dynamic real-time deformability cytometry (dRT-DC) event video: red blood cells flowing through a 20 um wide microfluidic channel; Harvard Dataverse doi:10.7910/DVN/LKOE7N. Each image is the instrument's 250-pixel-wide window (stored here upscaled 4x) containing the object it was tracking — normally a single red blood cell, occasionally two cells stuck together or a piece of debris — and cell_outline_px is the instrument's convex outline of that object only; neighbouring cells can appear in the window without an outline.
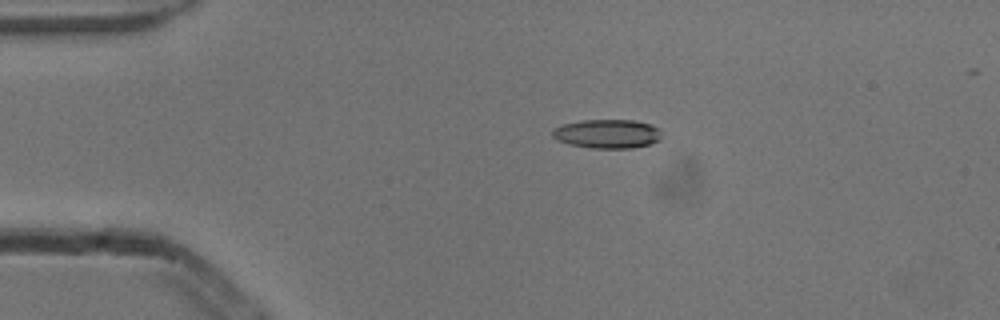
{"species": "common noctule bat (a hibernating species)", "species_latin": "Nyctalus noctula", "temperature_condition": "cold", "stored_images_in_passage": 46, "camera_frame_rate_fps": 3000, "um_per_image_px": 0.085, "animal": {"sex": "male", "body_mass_g": 13.3}, "frame": {"image": 1, "passage_image": 11, "time_ms": 3.333, "image_size_px": [1000, 320], "cell_outline_px": [[660, 140], [648, 144], [632, 148], [592, 148], [568, 144], [556, 140], [552, 136], [552, 128], [564, 124], [580, 120], [636, 120], [652, 124], [656, 128], [660, 136]], "centroid_in_image_um": [51.57, 11.37], "position_along_channel_um": 33.4, "area_um2": 18.44}}
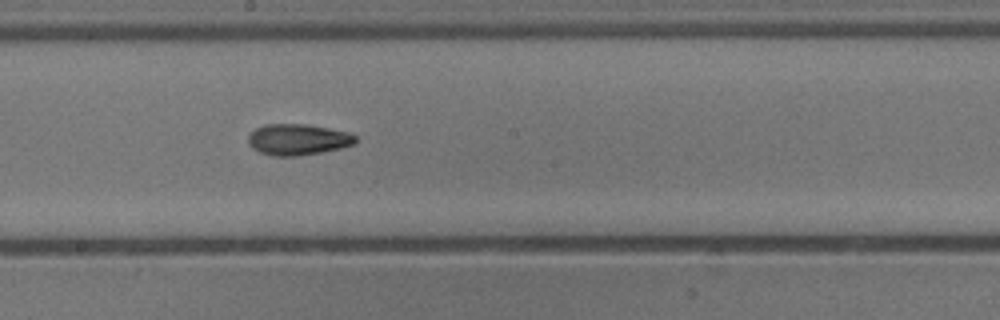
{"frame": {"image": 2, "passage_image": 29, "time_ms": 9.333, "image_size_px": [1000, 320], "cell_outline_px": [[356, 144], [340, 148], [320, 152], [296, 156], [272, 156], [260, 152], [252, 148], [248, 144], [248, 136], [256, 128], [264, 124], [304, 124], [328, 128], [348, 132], [356, 136]], "centroid_in_image_um": [25.3, 11.86], "position_along_channel_um": 222.9, "area_um2": 19.42}}
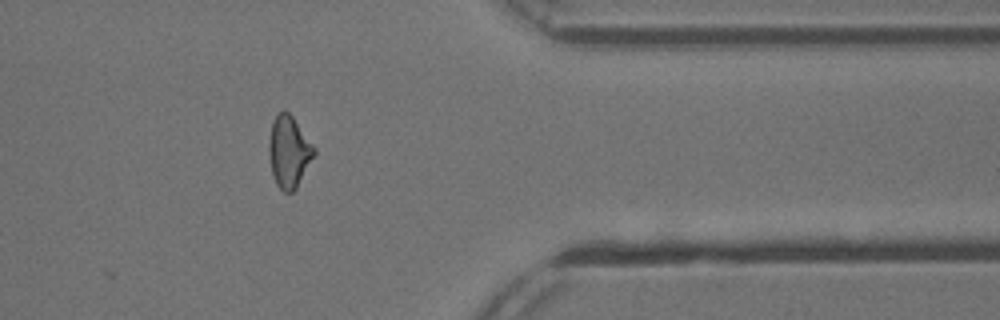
{"frame": {"image": 3, "passage_image": 43, "time_ms": 14.0, "image_size_px": [1000, 320], "cell_outline_px": [[316, 152], [296, 188], [292, 192], [284, 192], [276, 184], [272, 172], [268, 152], [268, 144], [272, 120], [276, 112], [284, 108], [292, 116], [316, 148]], "centroid_in_image_um": [24.54, 12.84], "position_along_channel_um": 386.9, "area_um2": 18.96}, "authors_computed_cell_mechanics": {"area_um2": 18.4671, "velocity_mm_per_s": 3.8811, "shape_relaxation_time_tau1_ms": 8.6174, "shape_relaxation_time_tau2_ms": 1.6887, "deformation_change_tau1": 0.2185, "deformation_change_tau2": 0.0876}}